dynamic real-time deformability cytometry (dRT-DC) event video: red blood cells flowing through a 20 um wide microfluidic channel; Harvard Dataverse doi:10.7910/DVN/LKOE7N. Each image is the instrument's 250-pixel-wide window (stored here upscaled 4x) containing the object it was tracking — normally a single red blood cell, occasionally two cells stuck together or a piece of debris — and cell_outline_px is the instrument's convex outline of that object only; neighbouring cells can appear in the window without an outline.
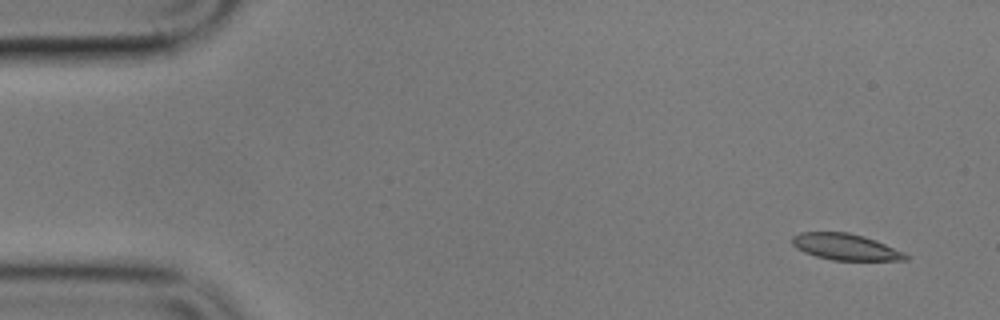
{"species": "common noctule bat (a hibernating species)", "species_latin": "Nyctalus noctula", "temperature_condition": "cold", "stored_images_in_passage": 6, "camera_frame_rate_fps": 3000, "um_per_image_px": 0.085, "animal": {"sex": "male", "body_mass_g": 17.9}, "frame": {"image": 1, "passage_image": 1, "time_ms": 0.0, "image_size_px": [1000, 320], "cell_outline_px": [[908, 260], [832, 260], [816, 256], [804, 252], [796, 248], [792, 244], [792, 236], [800, 232], [848, 232], [864, 236], [876, 240], [904, 252], [908, 256]], "centroid_in_image_um": [71.85, 20.98], "position_along_channel_um": 13.1, "area_um2": 17.4}}
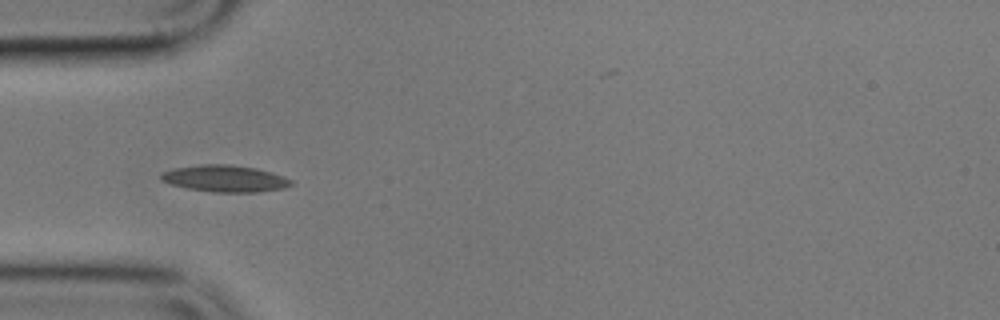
{"frame": {"image": 2, "passage_image": 5, "time_ms": 4.667, "image_size_px": [1000, 320], "cell_outline_px": [[296, 184], [284, 188], [256, 192], [212, 192], [188, 188], [172, 184], [160, 180], [160, 172], [172, 168], [200, 164], [228, 164], [256, 168], [272, 172], [284, 176], [292, 180]], "centroid_in_image_um": [19.13, 15.17], "position_along_channel_um": 65.9, "area_um2": 20.46}}
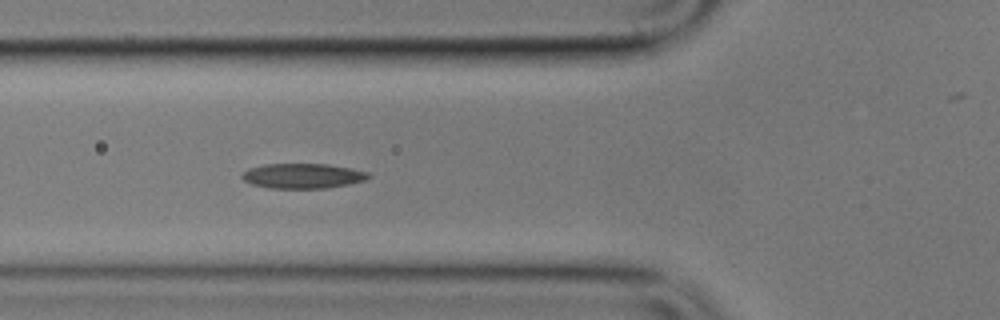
{"frame": {"image": 3, "passage_image": 6, "time_ms": 5.667, "image_size_px": [1000, 320], "cell_outline_px": [[372, 176], [364, 180], [348, 184], [328, 188], [268, 188], [252, 184], [244, 180], [240, 176], [248, 168], [264, 164], [328, 164], [368, 172]], "centroid_in_image_um": [25.71, 14.95], "position_along_channel_um": 100.1, "area_um2": 18.32}}